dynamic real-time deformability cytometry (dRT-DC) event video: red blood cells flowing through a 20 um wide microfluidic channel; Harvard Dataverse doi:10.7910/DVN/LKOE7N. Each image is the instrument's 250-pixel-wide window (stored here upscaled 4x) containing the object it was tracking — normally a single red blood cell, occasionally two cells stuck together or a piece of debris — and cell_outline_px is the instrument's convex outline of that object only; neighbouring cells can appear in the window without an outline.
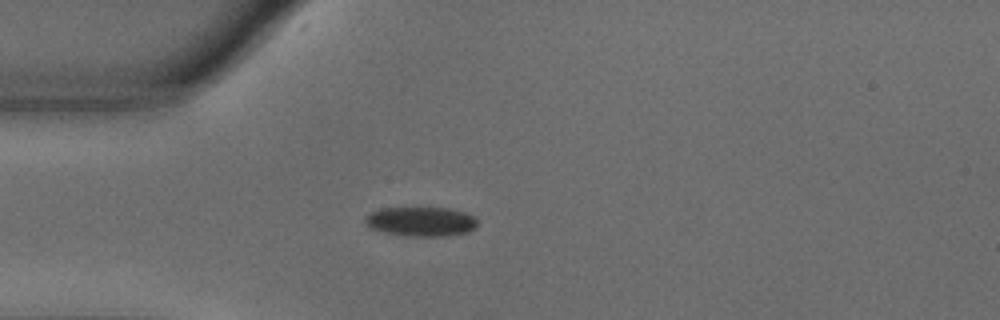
{"species": "common noctule bat (a hibernating species)", "species_latin": "Nyctalus noctula", "temperature_condition": "warm", "stored_images_in_passage": 41, "camera_frame_rate_fps": 3000, "um_per_image_px": 0.085, "animal": {"sex": "male", "body_mass_g": 18.8}, "frame": {"image": 1, "passage_image": 1, "time_ms": 0.0, "image_size_px": [1000, 320], "cell_outline_px": [[476, 228], [468, 232], [448, 236], [408, 236], [384, 232], [372, 228], [364, 224], [364, 216], [380, 208], [416, 204], [452, 208], [476, 216]], "centroid_in_image_um": [35.77, 18.76], "position_along_channel_um": 49.2, "area_um2": 20.46}}
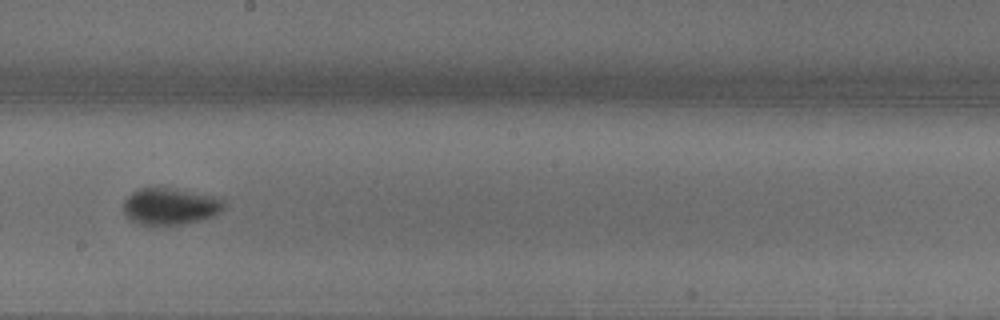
{"frame": {"image": 2, "passage_image": 17, "time_ms": 5.333, "image_size_px": [1000, 320], "cell_outline_px": [[224, 204], [220, 212], [204, 220], [184, 224], [140, 224], [128, 220], [124, 216], [120, 208], [124, 200], [132, 192], [140, 188], [176, 188], [216, 196], [224, 200]], "centroid_in_image_um": [14.42, 17.53], "position_along_channel_um": 233.8, "area_um2": 21.91}}
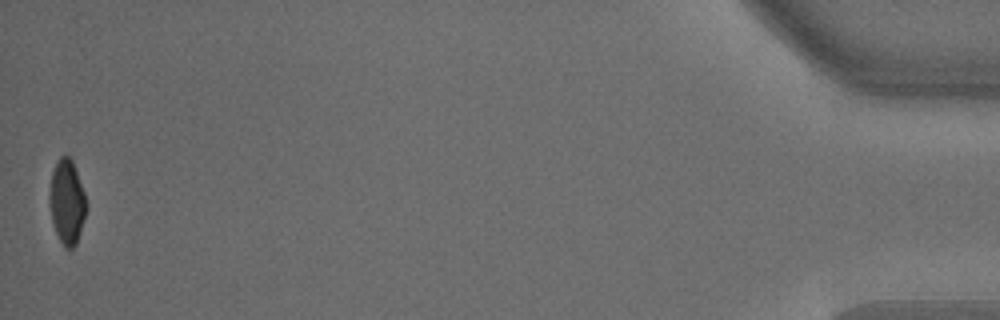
{"frame": {"image": 3, "passage_image": 41, "time_ms": 13.333, "image_size_px": [1000, 320], "cell_outline_px": [[88, 208], [76, 244], [72, 248], [64, 248], [56, 232], [52, 220], [48, 200], [48, 196], [52, 172], [60, 156], [68, 156], [72, 160], [84, 192], [88, 204]], "centroid_in_image_um": [5.69, 17.17], "position_along_channel_um": 429.5, "area_um2": 18.15}, "authors_computed_cell_mechanics": {"area_um2": 19.8832, "velocity_mm_per_s": 3.6528, "shape_relaxation_time_tau1_ms": 2.7504, "shape_relaxation_time_tau2_ms": null, "deformation_change_tau1": 0.1339, "deformation_change_tau2": null}}